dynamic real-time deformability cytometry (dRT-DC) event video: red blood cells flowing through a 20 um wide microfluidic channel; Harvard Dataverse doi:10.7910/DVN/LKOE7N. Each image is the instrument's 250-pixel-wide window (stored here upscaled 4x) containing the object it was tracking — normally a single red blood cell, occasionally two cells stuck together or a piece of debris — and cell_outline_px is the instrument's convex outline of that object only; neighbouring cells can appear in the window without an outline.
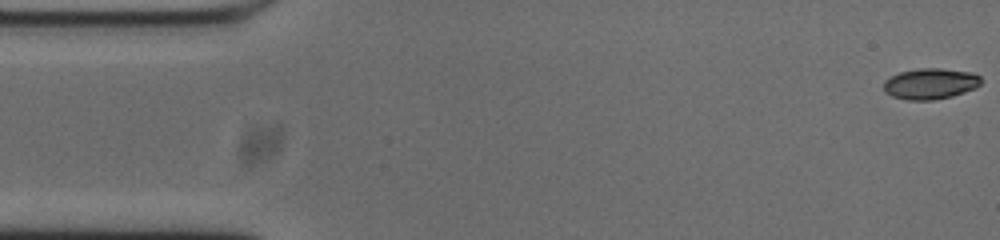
{"species": "common noctule bat (a hibernating species)", "species_latin": "Nyctalus noctula", "temperature_condition": "cold", "stored_images_in_passage": 54, "camera_frame_rate_fps": 3000, "um_per_image_px": 0.085, "animal": {"sex": "male", "body_mass_g": 20.0, "forearm_length_mm": 53.3}, "frame": {"image": 1, "passage_image": 1, "time_ms": 0.0, "image_size_px": [1000, 240], "cell_outline_px": [[980, 84], [976, 88], [952, 96], [936, 100], [908, 100], [892, 96], [884, 92], [884, 80], [900, 72], [920, 68], [940, 68], [972, 72], [980, 76]], "centroid_in_image_um": [79.08, 7.12], "position_along_channel_um": 5.9, "area_um2": 17.57}}
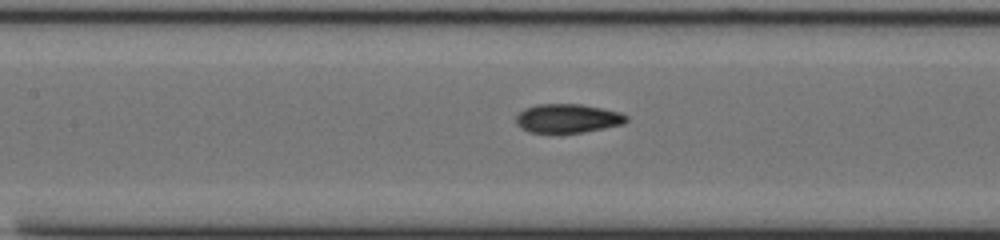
{"frame": {"image": 2, "passage_image": 23, "time_ms": 7.333, "image_size_px": [1000, 240], "cell_outline_px": [[628, 120], [624, 124], [584, 132], [528, 132], [520, 128], [516, 124], [516, 112], [524, 108], [536, 104], [580, 104], [620, 112], [628, 116]], "centroid_in_image_um": [48.21, 10.05], "position_along_channel_um": 159.2, "area_um2": 18.67}}
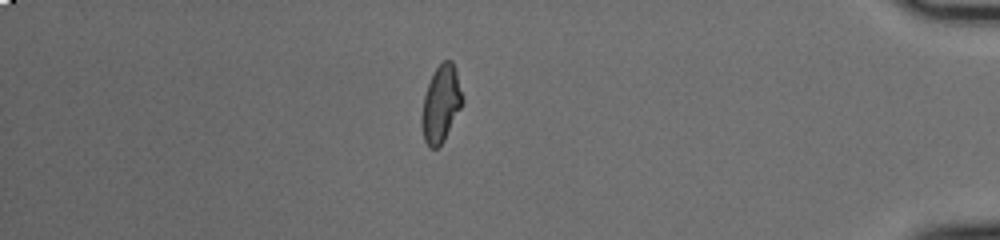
{"frame": {"image": 3, "passage_image": 46, "time_ms": 15.0, "image_size_px": [1000, 240], "cell_outline_px": [[464, 100], [444, 140], [436, 148], [428, 148], [424, 140], [420, 124], [420, 116], [424, 96], [428, 84], [436, 68], [444, 60], [452, 60], [456, 72]], "centroid_in_image_um": [37.45, 8.86], "position_along_channel_um": 397.8, "area_um2": 18.09}, "authors_computed_cell_mechanics": {"area_um2": 18.3226, "velocity_mm_per_s": 3.7393, "shape_relaxation_time_tau1_ms": 9.1448, "shape_relaxation_time_tau2_ms": 0.8734, "deformation_change_tau1": 0.2338, "deformation_change_tau2": 0.0534}}